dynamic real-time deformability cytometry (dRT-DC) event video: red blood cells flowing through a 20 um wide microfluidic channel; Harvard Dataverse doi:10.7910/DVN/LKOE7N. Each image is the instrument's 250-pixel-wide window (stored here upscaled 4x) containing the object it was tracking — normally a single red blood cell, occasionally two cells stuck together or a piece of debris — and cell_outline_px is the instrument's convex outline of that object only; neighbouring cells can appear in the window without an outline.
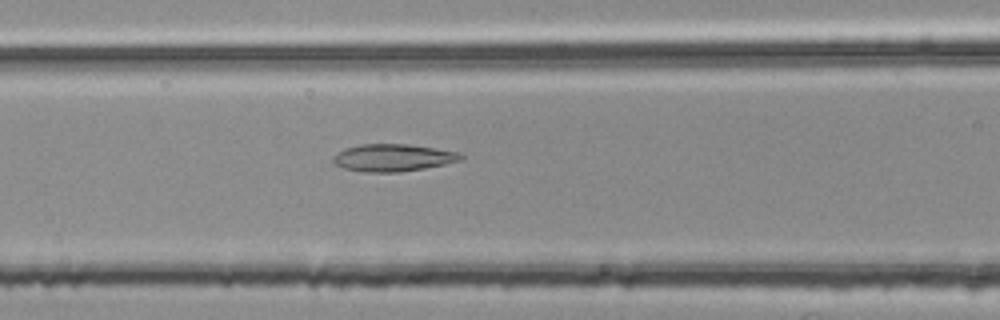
{"species": "common noctule bat (a hibernating species)", "species_latin": "Nyctalus noctula", "temperature_condition": "room temperature", "stored_images_in_passage": 53, "camera_frame_rate_fps": 3000, "um_per_image_px": 0.085, "animal": {"sex": "female", "body_mass_g": 25.1}, "frame": {"image": 1, "passage_image": 22, "time_ms": 7.0, "image_size_px": [1000, 320], "cell_outline_px": [[464, 156], [460, 160], [444, 164], [424, 168], [400, 172], [368, 172], [344, 168], [336, 164], [332, 160], [332, 156], [336, 152], [344, 148], [360, 144], [408, 144], [456, 152]], "centroid_in_image_um": [33.34, 13.4], "position_along_channel_um": 133.3, "area_um2": 20.11}}
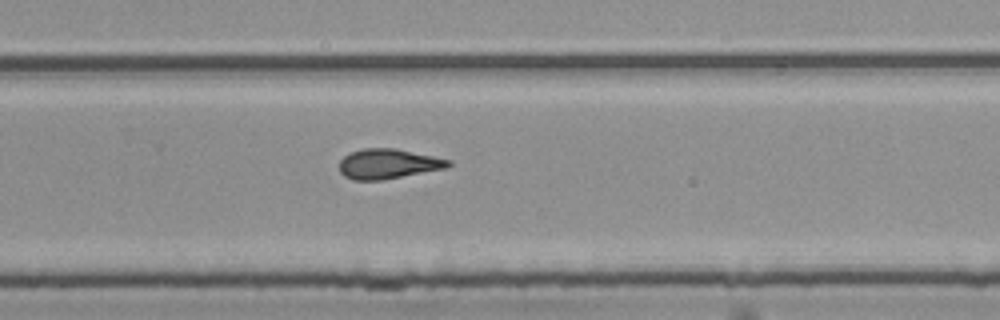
{"frame": {"image": 2, "passage_image": 35, "time_ms": 11.333, "image_size_px": [1000, 320], "cell_outline_px": [[452, 164], [448, 168], [380, 180], [352, 180], [344, 176], [340, 172], [340, 160], [348, 152], [364, 148], [396, 148], [452, 160]], "centroid_in_image_um": [33.0, 13.92], "position_along_channel_um": 296.8, "area_um2": 19.13}}
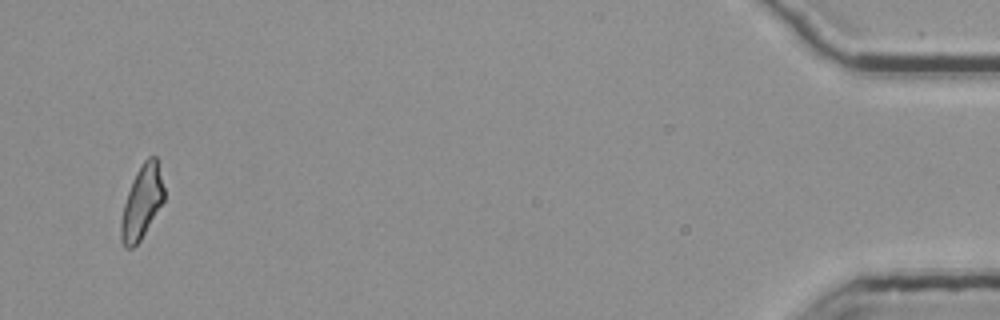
{"frame": {"image": 3, "passage_image": 52, "time_ms": 17.0, "image_size_px": [1000, 320], "cell_outline_px": [[164, 200], [140, 240], [132, 248], [124, 248], [120, 240], [120, 220], [124, 204], [132, 180], [136, 172], [144, 160], [148, 156], [156, 156], [164, 188]], "centroid_in_image_um": [12.03, 17.2], "position_along_channel_um": 423.2, "area_um2": 18.21}, "authors_computed_cell_mechanics": {"area_um2": 19.2474, "velocity_mm_per_s": 3.7865, "shape_relaxation_time_tau1_ms": null, "shape_relaxation_time_tau2_ms": 4.2332, "deformation_change_tau1": null, "deformation_change_tau2": 0.1544}}